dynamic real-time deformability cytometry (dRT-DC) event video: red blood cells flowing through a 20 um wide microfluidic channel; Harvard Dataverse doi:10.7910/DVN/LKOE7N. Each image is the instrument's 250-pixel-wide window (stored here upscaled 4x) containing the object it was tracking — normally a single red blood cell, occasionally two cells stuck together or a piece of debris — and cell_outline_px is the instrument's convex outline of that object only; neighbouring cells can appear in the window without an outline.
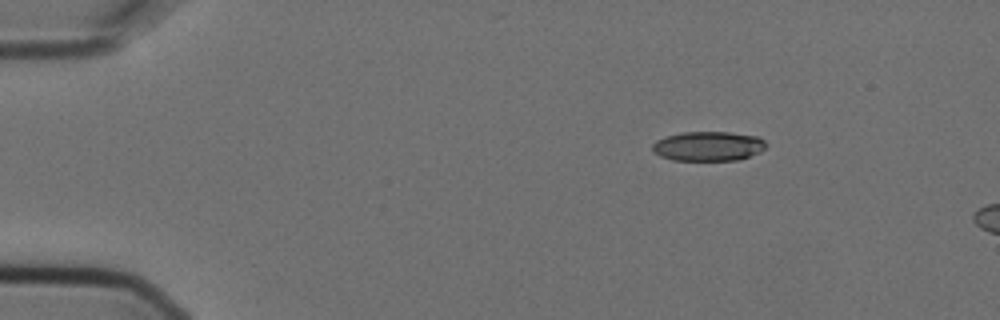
{"species": "Egyptian fruit bat (a non-hibernating species)", "species_latin": "Rousettus aegyptiacus", "temperature_condition": "cold", "stored_images_in_passage": 4, "camera_frame_rate_fps": 3000, "um_per_image_px": 0.085, "animal": {"sex": "female"}, "frame": {"image": 1, "passage_image": 1, "time_ms": 0.0, "image_size_px": [1000, 320], "cell_outline_px": [[768, 144], [760, 152], [736, 160], [672, 160], [660, 156], [652, 148], [652, 144], [656, 140], [664, 136], [684, 132], [728, 132], [760, 136]], "centroid_in_image_um": [60.21, 12.41], "position_along_channel_um": 24.8, "area_um2": 19.59}}